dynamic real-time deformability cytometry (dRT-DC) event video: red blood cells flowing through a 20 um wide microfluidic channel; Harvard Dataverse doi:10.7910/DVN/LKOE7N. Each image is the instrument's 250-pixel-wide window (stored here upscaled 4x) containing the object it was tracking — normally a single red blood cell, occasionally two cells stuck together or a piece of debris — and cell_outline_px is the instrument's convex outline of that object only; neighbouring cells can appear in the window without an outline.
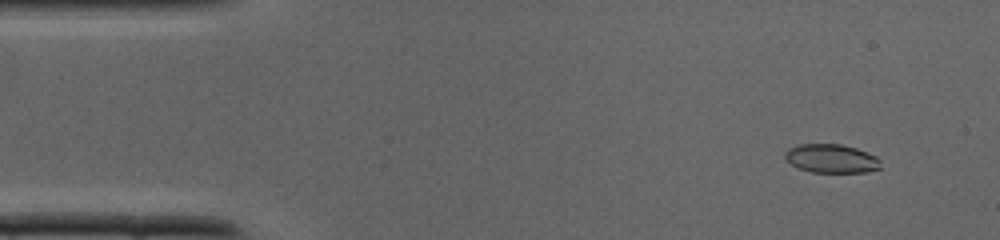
{"species": "common noctule bat (a hibernating species)", "species_latin": "Nyctalus noctula", "temperature_condition": "cold", "stored_images_in_passage": 35, "camera_frame_rate_fps": 3000, "um_per_image_px": 0.085, "animal": {"sex": "male", "body_mass_g": 19.0, "forearm_length_mm": 50.8}, "frame": {"image": 1, "passage_image": 1, "time_ms": 0.0, "image_size_px": [1000, 240], "cell_outline_px": [[880, 168], [864, 172], [812, 172], [800, 168], [792, 164], [784, 156], [784, 152], [788, 148], [800, 144], [840, 144], [856, 148], [876, 156], [880, 160]], "centroid_in_image_um": [70.66, 13.47], "position_along_channel_um": 14.3, "area_um2": 15.84}}
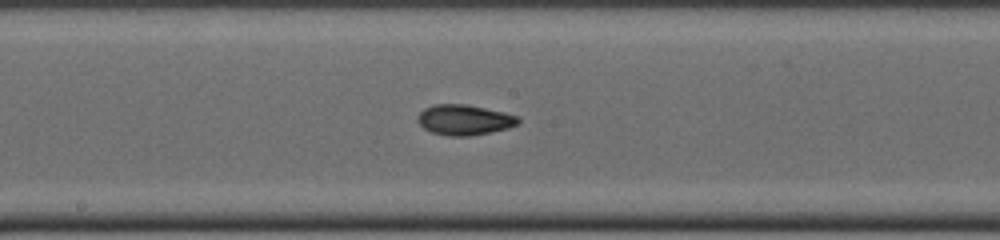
{"frame": {"image": 2, "passage_image": 17, "time_ms": 5.333, "image_size_px": [1000, 240], "cell_outline_px": [[520, 124], [508, 128], [492, 132], [468, 136], [448, 136], [432, 132], [424, 128], [416, 120], [420, 112], [424, 108], [432, 104], [464, 104], [504, 112], [516, 116], [520, 120]], "centroid_in_image_um": [39.46, 10.19], "position_along_channel_um": 208.7, "area_um2": 17.8}}
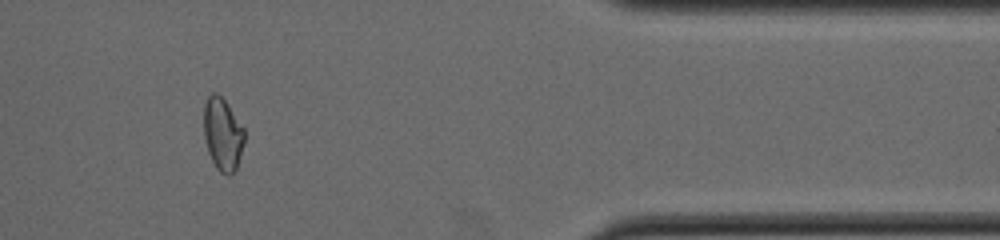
{"frame": {"image": 3, "passage_image": 29, "time_ms": 9.333, "image_size_px": [1000, 240], "cell_outline_px": [[244, 144], [236, 168], [228, 176], [220, 172], [216, 168], [208, 152], [204, 136], [204, 104], [208, 96], [212, 92], [216, 92], [224, 100], [244, 128]], "centroid_in_image_um": [18.92, 11.41], "position_along_channel_um": 392.5, "area_um2": 17.05}}